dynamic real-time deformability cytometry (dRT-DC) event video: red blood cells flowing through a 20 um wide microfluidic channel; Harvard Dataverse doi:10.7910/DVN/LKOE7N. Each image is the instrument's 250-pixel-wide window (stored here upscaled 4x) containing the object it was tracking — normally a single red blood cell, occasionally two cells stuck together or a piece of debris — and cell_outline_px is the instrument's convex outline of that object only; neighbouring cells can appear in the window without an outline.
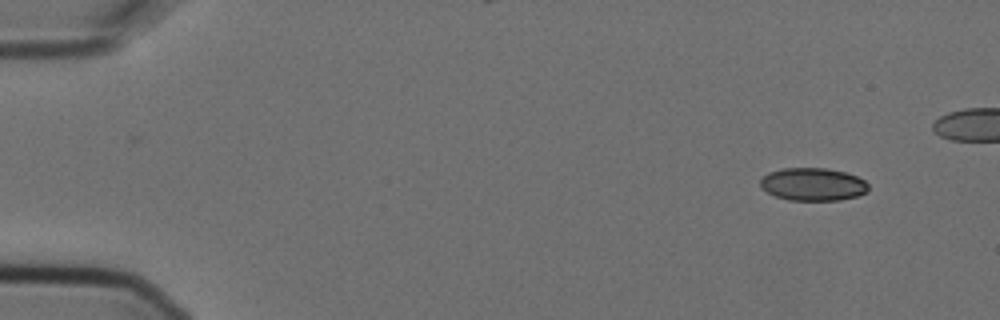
{"species": "Egyptian fruit bat (a non-hibernating species)", "species_latin": "Rousettus aegyptiacus", "temperature_condition": "cold", "stored_images_in_passage": 5, "camera_frame_rate_fps": 3000, "um_per_image_px": 0.085, "animal": {"sex": "female"}, "frame": {"image": 1, "passage_image": 1, "time_ms": 0.0, "image_size_px": [1000, 320], "cell_outline_px": [[868, 192], [856, 196], [840, 200], [788, 200], [776, 196], [760, 188], [760, 180], [768, 172], [784, 168], [824, 168], [844, 172], [856, 176], [864, 180], [868, 184]], "centroid_in_image_um": [69.09, 15.67], "position_along_channel_um": 15.9, "area_um2": 20.63}}